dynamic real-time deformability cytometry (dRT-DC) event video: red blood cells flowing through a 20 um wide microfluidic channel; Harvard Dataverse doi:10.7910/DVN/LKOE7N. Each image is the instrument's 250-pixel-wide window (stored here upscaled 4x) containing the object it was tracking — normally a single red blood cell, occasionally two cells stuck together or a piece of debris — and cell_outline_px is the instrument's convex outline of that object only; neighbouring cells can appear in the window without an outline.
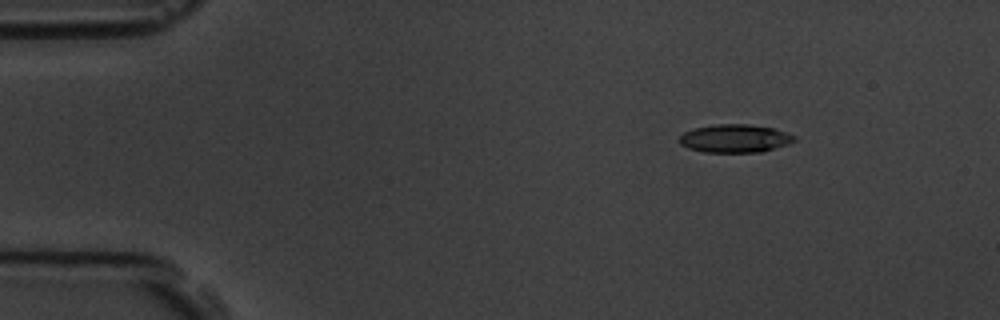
{"species": "common noctule bat (a hibernating species)", "species_latin": "Nyctalus noctula", "temperature_condition": "room temperature", "stored_images_in_passage": 4, "segment_of_instrument_passage": [1, 2], "camera_frame_rate_fps": 3000, "um_per_image_px": 0.085, "animal": {"sex": "male", "body_mass_g": 19.5, "forearm_length_mm": 54.6}, "frame": {"image": 1, "passage_image": 1, "time_ms": 0.0, "image_size_px": [1000, 320], "cell_outline_px": [[796, 140], [788, 144], [760, 152], [704, 152], [688, 148], [680, 144], [680, 136], [684, 132], [692, 128], [716, 124], [748, 124], [772, 128], [796, 136]], "centroid_in_image_um": [62.44, 11.76], "position_along_channel_um": 22.6, "area_um2": 18.79}}